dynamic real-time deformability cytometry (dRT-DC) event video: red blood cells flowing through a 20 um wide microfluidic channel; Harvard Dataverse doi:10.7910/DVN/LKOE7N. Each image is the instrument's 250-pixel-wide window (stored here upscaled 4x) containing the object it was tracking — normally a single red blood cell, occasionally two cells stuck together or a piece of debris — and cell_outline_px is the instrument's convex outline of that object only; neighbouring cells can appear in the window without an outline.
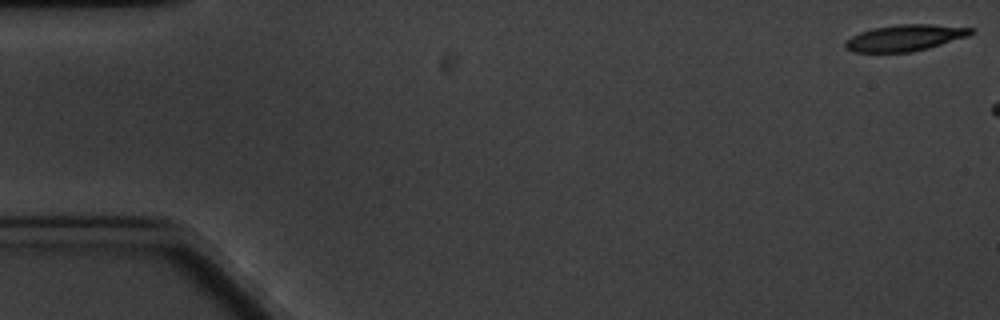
{"species": "common noctule bat (a hibernating species)", "species_latin": "Nyctalus noctula", "temperature_condition": "cold", "stored_images_in_passage": 3, "camera_frame_rate_fps": 3000, "um_per_image_px": 0.085, "animal": {"sex": "male", "body_mass_g": 20.1, "forearm_length_mm": 53.5}, "frame": {"image": 1, "passage_image": 1, "time_ms": 0.0, "image_size_px": [1000, 320], "cell_outline_px": [[976, 32], [968, 36], [928, 48], [912, 52], [852, 52], [844, 48], [844, 40], [860, 32], [872, 28], [900, 24], [932, 24], [972, 28]], "centroid_in_image_um": [76.89, 3.22], "position_along_channel_um": 8.1, "area_um2": 19.36}}